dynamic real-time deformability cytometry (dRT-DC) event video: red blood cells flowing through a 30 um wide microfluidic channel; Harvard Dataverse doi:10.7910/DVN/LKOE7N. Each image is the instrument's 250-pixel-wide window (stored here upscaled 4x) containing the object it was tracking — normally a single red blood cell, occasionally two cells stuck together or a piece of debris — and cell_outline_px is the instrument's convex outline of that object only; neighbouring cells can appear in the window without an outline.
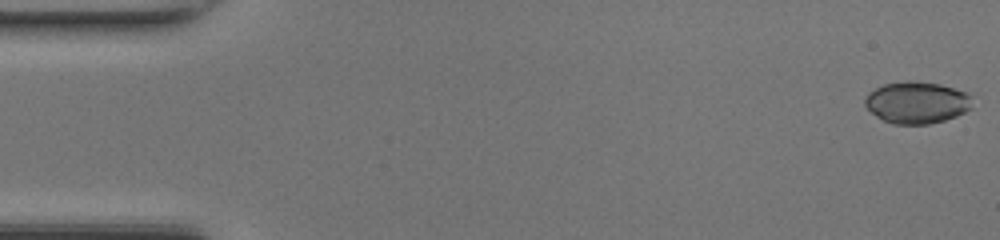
{"species": "common noctule bat (a hibernating species)", "species_latin": "Nyctalus noctula", "temperature_condition": "room temperature", "stored_images_in_passage": 48, "camera_frame_rate_fps": 3000, "um_per_image_px": 0.085, "animal": {"sex": "female", "body_mass_g": 17.0, "forearm_length_mm": 48.0}, "frame": {"image": 1, "passage_image": 1, "time_ms": 0.0, "image_size_px": [1000, 240], "cell_outline_px": [[972, 108], [956, 116], [944, 120], [928, 124], [892, 124], [876, 116], [864, 104], [864, 100], [868, 92], [884, 84], [904, 80], [916, 80], [940, 84], [968, 92], [972, 96]], "centroid_in_image_um": [77.95, 8.69], "position_along_channel_um": 7.1, "area_um2": 26.47}}
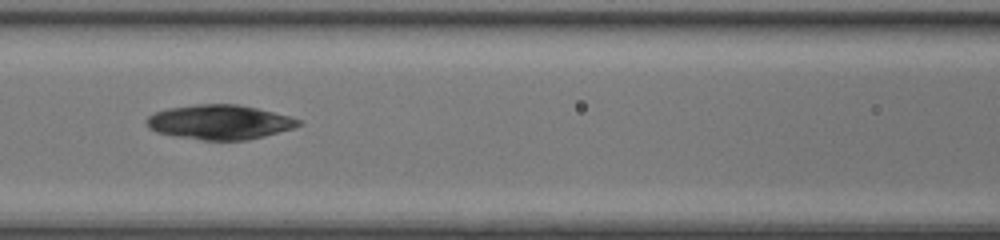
{"frame": {"image": 2, "passage_image": 21, "time_ms": 6.667, "image_size_px": [1000, 240], "cell_outline_px": [[300, 124], [292, 128], [264, 136], [248, 140], [204, 140], [172, 136], [156, 132], [148, 128], [148, 116], [156, 112], [168, 108], [196, 104], [240, 104], [288, 116], [300, 120]], "centroid_in_image_um": [18.63, 10.38], "position_along_channel_um": 148.0, "area_um2": 30.35}}
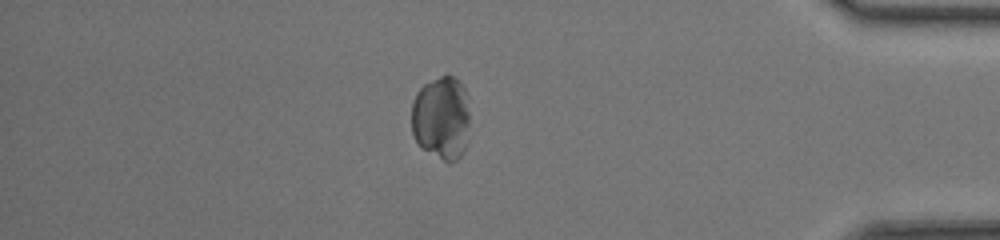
{"frame": {"image": 3, "passage_image": 41, "time_ms": 13.333, "image_size_px": [1000, 240], "cell_outline_px": [[468, 124], [464, 152], [452, 164], [448, 164], [420, 148], [412, 132], [412, 104], [416, 92], [424, 84], [440, 76], [452, 76], [460, 80], [468, 96]], "centroid_in_image_um": [37.51, 10.04], "position_along_channel_um": 397.7, "area_um2": 28.73}, "authors_computed_cell_mechanics": {"area_um2": 29.7959, "velocity_mm_per_s": 4.3324, "shape_relaxation_time_tau1_ms": 4.7092, "shape_relaxation_time_tau2_ms": 8.1562, "deformation_change_tau1": 0.0921, "deformation_change_tau2": 0.0611}}